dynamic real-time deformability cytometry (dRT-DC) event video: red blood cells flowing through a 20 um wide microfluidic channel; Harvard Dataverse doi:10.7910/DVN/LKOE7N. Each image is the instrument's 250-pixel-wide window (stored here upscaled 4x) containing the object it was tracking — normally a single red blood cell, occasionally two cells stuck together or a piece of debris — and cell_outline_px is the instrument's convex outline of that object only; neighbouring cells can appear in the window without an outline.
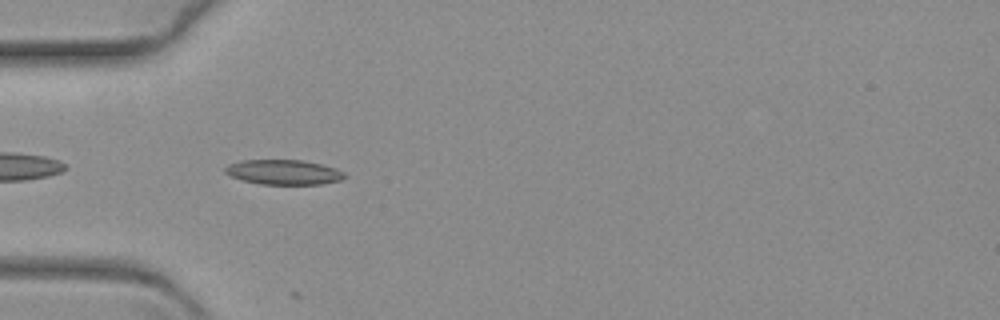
{"species": "common noctule bat (a hibernating species)", "species_latin": "Nyctalus noctula", "temperature_condition": "warm", "stored_images_in_passage": 7, "camera_frame_rate_fps": 3000, "um_per_image_px": 0.085, "animal": {"sex": "female", "body_mass_g": 19.3, "forearm_length_mm": 54.1}, "frame": {"image": 1, "passage_image": 3, "time_ms": 0.667, "image_size_px": [1000, 320], "cell_outline_px": [[348, 176], [340, 180], [320, 184], [260, 184], [244, 180], [232, 176], [224, 172], [224, 168], [228, 164], [240, 160], [300, 160], [320, 164], [336, 168], [344, 172]], "centroid_in_image_um": [24.11, 14.63], "position_along_channel_um": 60.9, "area_um2": 17.22}}